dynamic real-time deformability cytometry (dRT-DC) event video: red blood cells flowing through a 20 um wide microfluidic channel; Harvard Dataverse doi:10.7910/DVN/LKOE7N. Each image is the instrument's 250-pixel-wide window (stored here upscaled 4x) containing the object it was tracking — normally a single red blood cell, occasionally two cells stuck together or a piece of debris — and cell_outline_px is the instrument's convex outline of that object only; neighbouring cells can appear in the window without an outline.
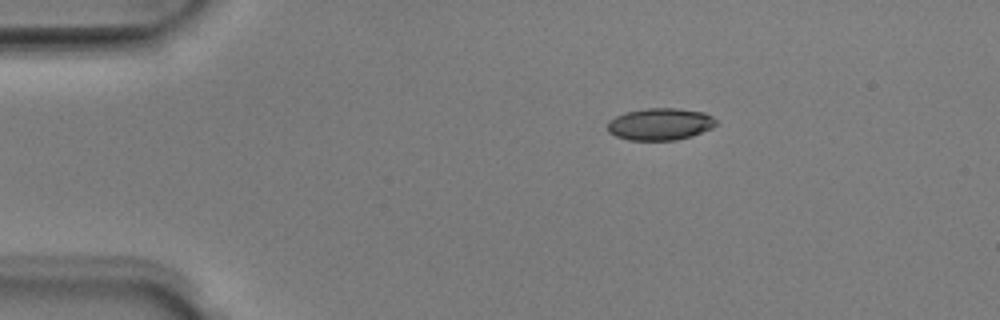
{"species": "Egyptian fruit bat (a non-hibernating species)", "species_latin": "Rousettus aegyptiacus", "temperature_condition": "room temperature", "stored_images_in_passage": 42, "camera_frame_rate_fps": 3000, "um_per_image_px": 0.085, "animal": {"sex": "male"}, "frame": {"image": 1, "passage_image": 1, "time_ms": 0.0, "image_size_px": [1000, 320], "cell_outline_px": [[716, 124], [712, 128], [692, 136], [676, 140], [628, 140], [616, 136], [608, 132], [608, 120], [624, 112], [648, 108], [676, 108], [704, 112], [712, 116], [716, 120]], "centroid_in_image_um": [56.1, 10.55], "position_along_channel_um": 28.9, "area_um2": 20.35}}
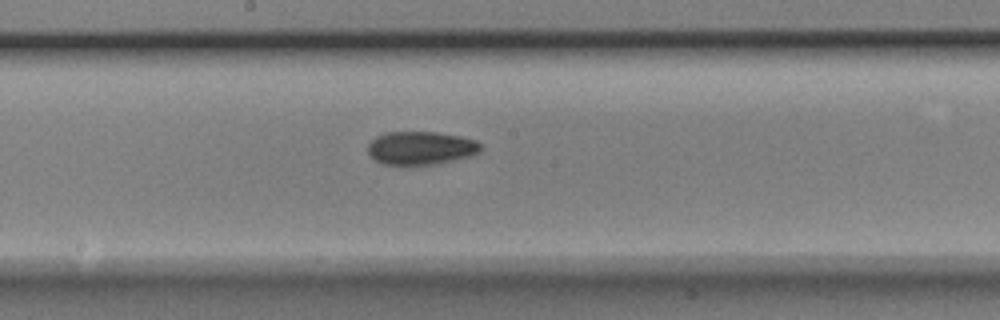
{"frame": {"image": 2, "passage_image": 19, "time_ms": 6.0, "image_size_px": [1000, 320], "cell_outline_px": [[484, 148], [480, 152], [472, 156], [440, 164], [412, 168], [400, 168], [384, 164], [372, 160], [368, 156], [368, 144], [376, 136], [384, 132], [436, 132], [460, 136], [476, 140]], "centroid_in_image_um": [35.74, 12.65], "position_along_channel_um": 212.5, "area_um2": 23.24}}
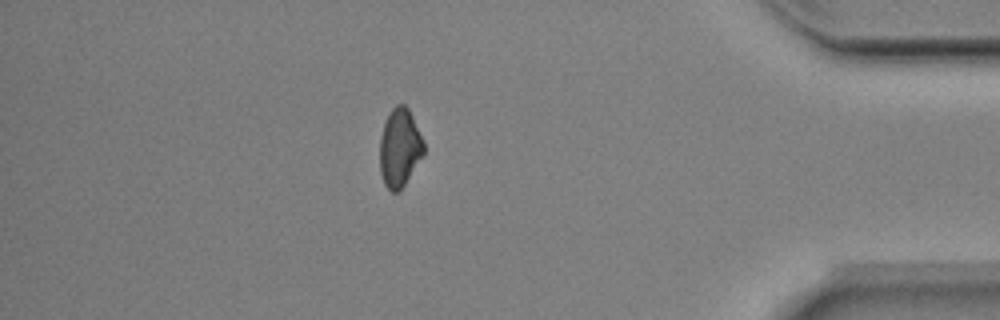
{"frame": {"image": 3, "passage_image": 36, "time_ms": 11.667, "image_size_px": [1000, 320], "cell_outline_px": [[424, 152], [404, 184], [396, 192], [392, 192], [384, 184], [380, 172], [380, 136], [388, 112], [396, 104], [404, 104], [408, 108], [412, 116], [424, 144]], "centroid_in_image_um": [33.94, 12.53], "position_along_channel_um": 401.3, "area_um2": 19.71}, "authors_computed_cell_mechanics": {"area_um2": 21.1548, "velocity_mm_per_s": 4.019, "shape_relaxation_time_tau1_ms": 3.6737, "shape_relaxation_time_tau2_ms": 4.2327, "deformation_change_tau1": 0.1217, "deformation_change_tau2": 0.0839}}